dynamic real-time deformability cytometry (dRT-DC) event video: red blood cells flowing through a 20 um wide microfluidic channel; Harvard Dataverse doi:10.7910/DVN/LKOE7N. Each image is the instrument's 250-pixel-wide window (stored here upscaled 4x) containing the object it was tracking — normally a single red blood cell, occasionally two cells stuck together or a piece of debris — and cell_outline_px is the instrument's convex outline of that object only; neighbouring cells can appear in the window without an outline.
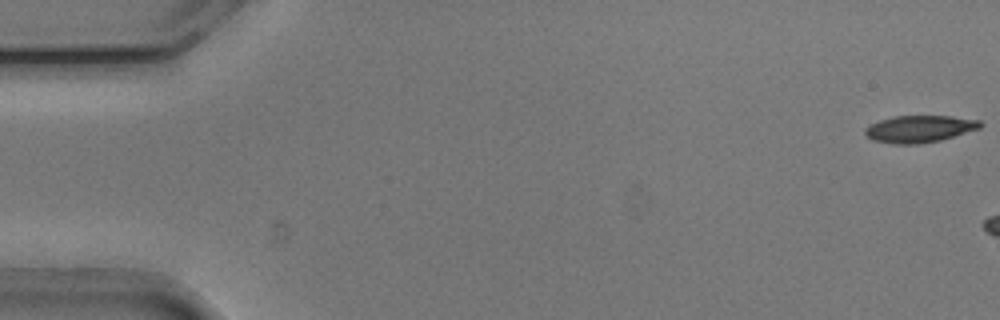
{"species": "common noctule bat (a hibernating species)", "species_latin": "Nyctalus noctula", "temperature_condition": "cold", "stored_images_in_passage": 6, "camera_frame_rate_fps": 3000, "um_per_image_px": 0.085, "animal": {"sex": "male", "body_mass_g": 20.5, "forearm_length_mm": 52.5}, "frame": {"image": 1, "passage_image": 1, "time_ms": 0.0, "image_size_px": [1000, 320], "cell_outline_px": [[984, 124], [980, 128], [940, 140], [916, 144], [892, 144], [872, 140], [864, 132], [864, 128], [880, 120], [892, 116], [952, 116], [980, 120]], "centroid_in_image_um": [78.15, 10.95], "position_along_channel_um": 6.8, "area_um2": 18.09}}